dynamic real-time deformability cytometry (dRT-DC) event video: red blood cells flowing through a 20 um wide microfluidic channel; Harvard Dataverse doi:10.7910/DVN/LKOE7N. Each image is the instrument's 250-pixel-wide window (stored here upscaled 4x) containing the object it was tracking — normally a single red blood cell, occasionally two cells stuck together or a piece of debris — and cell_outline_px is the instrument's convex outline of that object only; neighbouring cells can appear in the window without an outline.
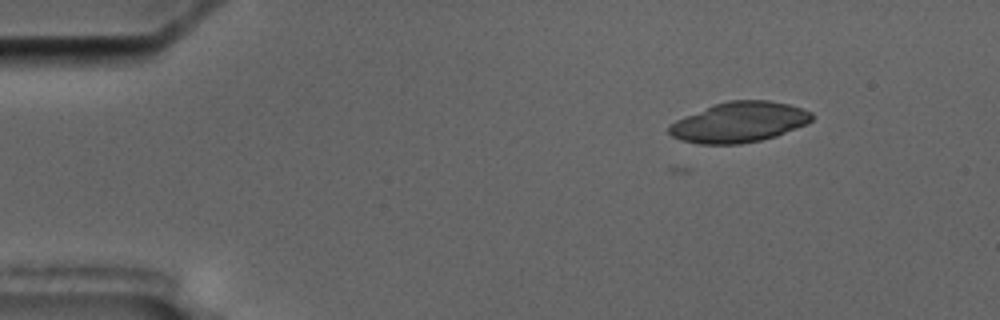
{"species": "common noctule bat (a hibernating species)", "species_latin": "Nyctalus noctula", "temperature_condition": "cold", "stored_images_in_passage": 5, "camera_frame_rate_fps": 3000, "um_per_image_px": 0.085, "animal": {"sex": "male", "body_mass_g": 17.5, "forearm_length_mm": 52.3}, "frame": {"image": 1, "passage_image": 3, "time_ms": 2.333, "image_size_px": [1000, 320], "cell_outline_px": [[812, 120], [808, 124], [776, 136], [760, 140], [740, 144], [700, 144], [680, 140], [672, 136], [668, 132], [668, 124], [684, 116], [716, 104], [728, 100], [768, 100], [788, 104], [804, 108], [812, 112]], "centroid_in_image_um": [62.84, 10.39], "position_along_channel_um": 22.2, "area_um2": 33.64}}